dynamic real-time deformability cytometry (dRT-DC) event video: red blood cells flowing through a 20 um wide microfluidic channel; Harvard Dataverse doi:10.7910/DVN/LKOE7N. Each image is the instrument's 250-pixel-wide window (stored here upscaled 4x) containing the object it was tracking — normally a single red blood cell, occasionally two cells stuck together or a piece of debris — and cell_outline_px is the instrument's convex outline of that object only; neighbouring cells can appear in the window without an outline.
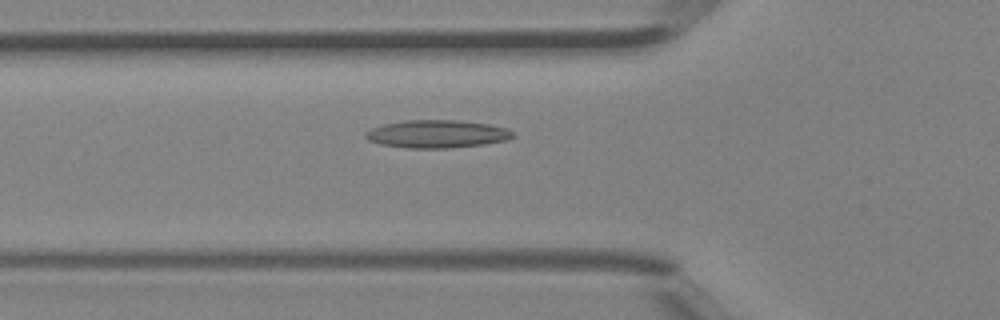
{"species": "Egyptian fruit bat (a non-hibernating species)", "species_latin": "Rousettus aegyptiacus", "temperature_condition": "room temperature", "stored_images_in_passage": 2, "camera_frame_rate_fps": 3000, "um_per_image_px": 0.085, "animal": {"sex": "female"}, "frame": {"image": 1, "passage_image": 2, "time_ms": 0.333, "image_size_px": [1000, 320], "cell_outline_px": [[516, 136], [508, 140], [484, 144], [448, 148], [408, 148], [380, 144], [368, 140], [364, 136], [364, 132], [372, 128], [384, 124], [404, 120], [456, 120], [488, 124], [504, 128], [512, 132]], "centroid_in_image_um": [37.12, 11.39], "position_along_channel_um": 88.7, "area_um2": 23.87}}